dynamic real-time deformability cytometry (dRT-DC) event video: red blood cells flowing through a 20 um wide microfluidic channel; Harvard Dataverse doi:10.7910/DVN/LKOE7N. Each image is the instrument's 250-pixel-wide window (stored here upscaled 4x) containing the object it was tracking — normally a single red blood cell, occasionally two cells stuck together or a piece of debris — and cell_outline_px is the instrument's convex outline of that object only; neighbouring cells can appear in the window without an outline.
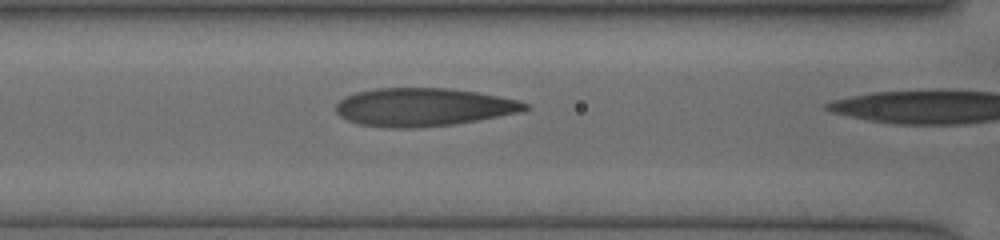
{"species": "human", "species_latin": "Homo sapiens", "temperature_condition": "cold", "stored_images_in_passage": 12, "camera_frame_rate_fps": 3000, "um_per_image_px": 0.085, "donor": {"sex": "female"}, "frame": {"image": 1, "passage_image": 11, "time_ms": 6.667, "image_size_px": [1000, 240], "cell_outline_px": [[532, 108], [524, 112], [452, 124], [412, 128], [388, 128], [356, 124], [340, 116], [336, 112], [336, 104], [344, 96], [356, 92], [376, 88], [448, 88], [476, 92], [516, 100], [528, 104]], "centroid_in_image_um": [35.96, 9.11], "position_along_channel_um": 130.6, "area_um2": 42.08}}